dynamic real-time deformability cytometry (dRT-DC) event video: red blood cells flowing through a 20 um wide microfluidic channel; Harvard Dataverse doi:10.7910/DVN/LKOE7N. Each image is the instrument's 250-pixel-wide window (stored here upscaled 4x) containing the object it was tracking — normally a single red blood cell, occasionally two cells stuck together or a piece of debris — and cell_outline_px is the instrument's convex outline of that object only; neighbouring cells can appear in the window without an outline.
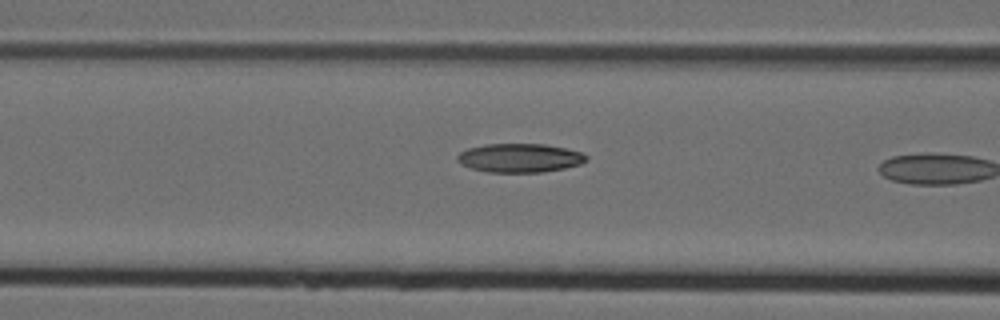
{"species": "Egyptian fruit bat (a non-hibernating species)", "species_latin": "Rousettus aegyptiacus", "temperature_condition": "cold", "stored_images_in_passage": 7, "camera_frame_rate_fps": 3000, "um_per_image_px": 0.085, "animal": {"sex": "female"}, "frame": {"image": 1, "passage_image": 6, "time_ms": 1.667, "image_size_px": [1000, 320], "cell_outline_px": [[588, 160], [580, 164], [564, 168], [540, 172], [488, 172], [472, 168], [460, 164], [456, 160], [456, 156], [460, 152], [468, 148], [484, 144], [544, 144], [564, 148], [580, 152], [588, 156]], "centroid_in_image_um": [44.15, 13.42], "position_along_channel_um": 122.5, "area_um2": 21.62}}